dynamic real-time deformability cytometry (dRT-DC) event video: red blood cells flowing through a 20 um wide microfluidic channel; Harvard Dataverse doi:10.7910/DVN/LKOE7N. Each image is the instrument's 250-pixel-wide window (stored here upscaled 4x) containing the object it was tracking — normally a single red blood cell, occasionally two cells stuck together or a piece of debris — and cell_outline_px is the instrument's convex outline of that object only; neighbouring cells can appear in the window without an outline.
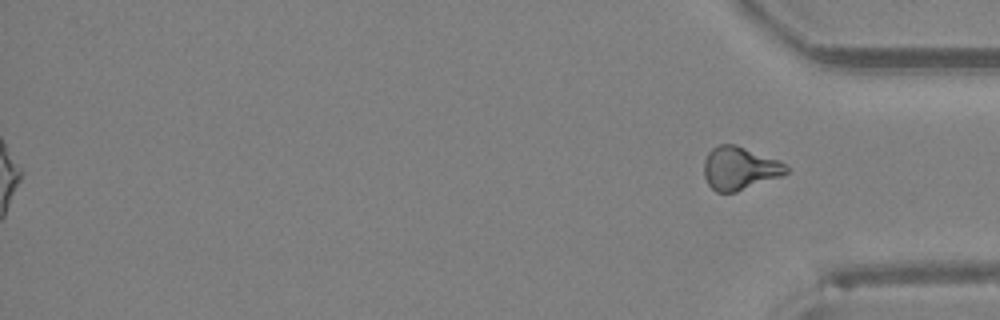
{"species": "Egyptian fruit bat (a non-hibernating species)", "species_latin": "Rousettus aegyptiacus", "temperature_condition": "room temperature", "stored_images_in_passage": 39, "segment_of_instrument_passage": [2, 2], "camera_frame_rate_fps": 3000, "um_per_image_px": 0.085, "animal": {"sex": "female"}, "frame": {"image": 1, "passage_image": 39, "time_ms": 12.667, "image_size_px": [1000, 320], "cell_outline_px": [[792, 168], [788, 172], [780, 176], [736, 192], [716, 192], [708, 184], [704, 176], [704, 160], [708, 152], [712, 148], [720, 144], [736, 144], [780, 160]], "centroid_in_image_um": [62.88, 14.29], "position_along_channel_um": 372.3, "area_um2": 20.81}}